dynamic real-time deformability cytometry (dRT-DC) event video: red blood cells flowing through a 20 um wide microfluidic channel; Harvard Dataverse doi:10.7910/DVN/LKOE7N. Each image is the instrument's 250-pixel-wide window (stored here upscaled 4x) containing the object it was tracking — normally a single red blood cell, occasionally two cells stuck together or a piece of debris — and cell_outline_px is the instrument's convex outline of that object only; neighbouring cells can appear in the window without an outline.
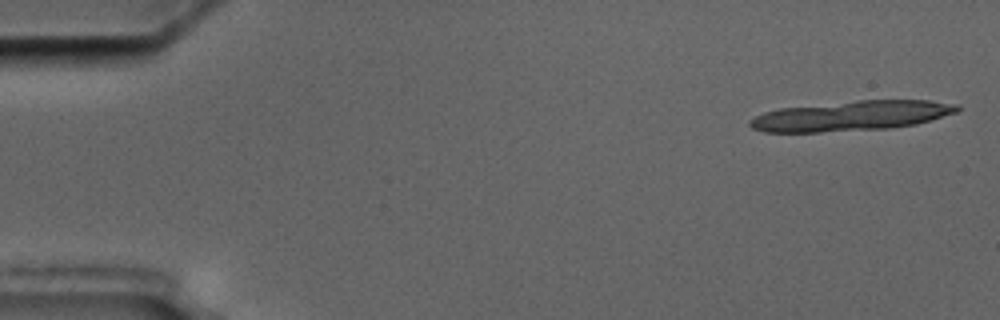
{"species": "common noctule bat (a hibernating species)", "species_latin": "Nyctalus noctula", "temperature_condition": "cold", "stored_images_in_passage": 6, "camera_frame_rate_fps": 3000, "um_per_image_px": 0.085, "animal": {"sex": "male", "body_mass_g": 17.5, "forearm_length_mm": 52.3}, "frame": {"image": 1, "passage_image": 1, "time_ms": 0.0, "image_size_px": [1000, 320], "cell_outline_px": [[960, 108], [956, 112], [916, 124], [888, 128], [820, 132], [764, 132], [752, 128], [748, 124], [748, 120], [764, 112], [780, 108], [856, 100], [928, 100], [960, 104]], "centroid_in_image_um": [72.34, 9.84], "position_along_channel_um": 12.7, "area_um2": 36.13}}